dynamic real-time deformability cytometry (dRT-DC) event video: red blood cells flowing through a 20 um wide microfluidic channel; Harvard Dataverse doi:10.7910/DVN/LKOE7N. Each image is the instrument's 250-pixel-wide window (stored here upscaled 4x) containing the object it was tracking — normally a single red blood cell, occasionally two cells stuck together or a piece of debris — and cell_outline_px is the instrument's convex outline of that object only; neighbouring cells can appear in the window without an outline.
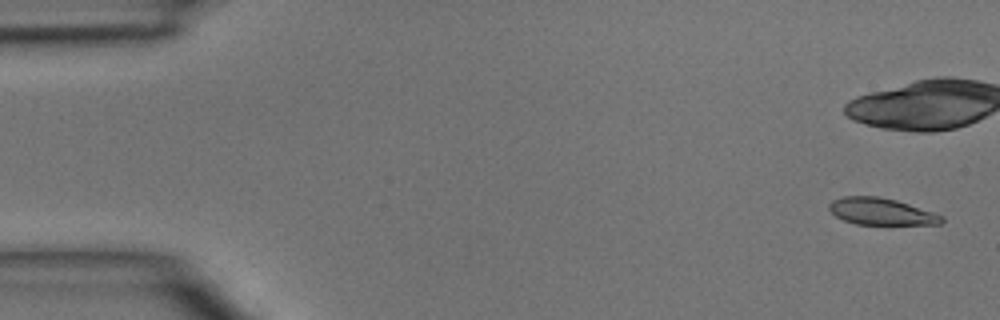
{"species": "common noctule bat (a hibernating species)", "species_latin": "Nyctalus noctula", "temperature_condition": "room temperature", "stored_images_in_passage": 4, "camera_frame_rate_fps": 3000, "um_per_image_px": 0.085, "animal": {"sex": "male", "body_mass_g": 15.6}, "frame": {"image": 1, "passage_image": 1, "time_ms": 0.0, "image_size_px": [1000, 320], "cell_outline_px": [[944, 220], [940, 224], [856, 224], [844, 220], [836, 216], [828, 208], [828, 204], [832, 200], [844, 196], [880, 196], [896, 200], [944, 216]], "centroid_in_image_um": [74.88, 17.97], "position_along_channel_um": 10.1, "area_um2": 17.46}}